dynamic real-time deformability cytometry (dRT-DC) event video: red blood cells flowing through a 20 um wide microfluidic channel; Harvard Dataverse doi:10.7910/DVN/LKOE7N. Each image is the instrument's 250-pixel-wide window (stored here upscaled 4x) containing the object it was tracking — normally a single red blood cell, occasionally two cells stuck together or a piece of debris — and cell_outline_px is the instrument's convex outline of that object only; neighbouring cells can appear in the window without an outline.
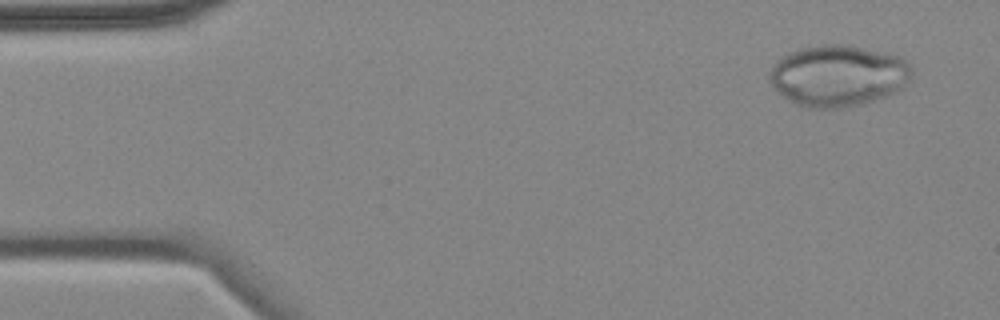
{"species": "common noctule bat (a hibernating species)", "species_latin": "Nyctalus noctula", "temperature_condition": "cold", "stored_images_in_passage": 5, "camera_frame_rate_fps": 3000, "um_per_image_px": 0.085, "animal": {"sex": "female", "body_mass_g": 18.4}, "frame": {"image": 1, "passage_image": 1, "time_ms": 0.0, "image_size_px": [1000, 320], "cell_outline_px": [[912, 76], [904, 88], [884, 96], [860, 104], [844, 108], [808, 108], [796, 104], [788, 100], [768, 80], [772, 64], [780, 56], [788, 52], [800, 48], [816, 44], [844, 44], [888, 52], [900, 56], [908, 64], [912, 72]], "centroid_in_image_um": [71.22, 6.41], "position_along_channel_um": 13.8, "area_um2": 51.21}}